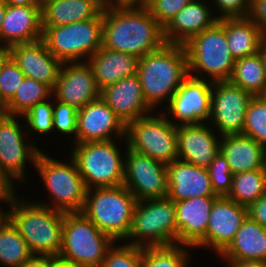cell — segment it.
<instances>
[{
	"instance_id": "1",
	"label": "cell",
	"mask_w": 266,
	"mask_h": 267,
	"mask_svg": "<svg viewBox=\"0 0 266 267\" xmlns=\"http://www.w3.org/2000/svg\"><path fill=\"white\" fill-rule=\"evenodd\" d=\"M165 43L163 27L144 5H105L102 47L141 58Z\"/></svg>"
},
{
	"instance_id": "2",
	"label": "cell",
	"mask_w": 266,
	"mask_h": 267,
	"mask_svg": "<svg viewBox=\"0 0 266 267\" xmlns=\"http://www.w3.org/2000/svg\"><path fill=\"white\" fill-rule=\"evenodd\" d=\"M136 74L148 106L154 112L161 103L166 107L189 76L184 45L165 43L160 49L142 56Z\"/></svg>"
},
{
	"instance_id": "3",
	"label": "cell",
	"mask_w": 266,
	"mask_h": 267,
	"mask_svg": "<svg viewBox=\"0 0 266 267\" xmlns=\"http://www.w3.org/2000/svg\"><path fill=\"white\" fill-rule=\"evenodd\" d=\"M17 194L8 205V219L19 231L33 256L58 258L62 246L65 212Z\"/></svg>"
},
{
	"instance_id": "4",
	"label": "cell",
	"mask_w": 266,
	"mask_h": 267,
	"mask_svg": "<svg viewBox=\"0 0 266 267\" xmlns=\"http://www.w3.org/2000/svg\"><path fill=\"white\" fill-rule=\"evenodd\" d=\"M114 242L82 212L65 213L57 262L71 267H102Z\"/></svg>"
},
{
	"instance_id": "5",
	"label": "cell",
	"mask_w": 266,
	"mask_h": 267,
	"mask_svg": "<svg viewBox=\"0 0 266 267\" xmlns=\"http://www.w3.org/2000/svg\"><path fill=\"white\" fill-rule=\"evenodd\" d=\"M136 202L124 185L91 188L86 191L82 213L115 242H125L132 228Z\"/></svg>"
},
{
	"instance_id": "6",
	"label": "cell",
	"mask_w": 266,
	"mask_h": 267,
	"mask_svg": "<svg viewBox=\"0 0 266 267\" xmlns=\"http://www.w3.org/2000/svg\"><path fill=\"white\" fill-rule=\"evenodd\" d=\"M184 47L190 76L211 82L228 81L235 59L225 35V18L192 37Z\"/></svg>"
},
{
	"instance_id": "7",
	"label": "cell",
	"mask_w": 266,
	"mask_h": 267,
	"mask_svg": "<svg viewBox=\"0 0 266 267\" xmlns=\"http://www.w3.org/2000/svg\"><path fill=\"white\" fill-rule=\"evenodd\" d=\"M67 162V163H66ZM39 176L49 192V201H39L42 205L65 213L82 212L87 188L75 161H60L41 151L35 162Z\"/></svg>"
},
{
	"instance_id": "8",
	"label": "cell",
	"mask_w": 266,
	"mask_h": 267,
	"mask_svg": "<svg viewBox=\"0 0 266 267\" xmlns=\"http://www.w3.org/2000/svg\"><path fill=\"white\" fill-rule=\"evenodd\" d=\"M75 161L88 189L123 185L125 156L114 140L71 144ZM123 157V158H122Z\"/></svg>"
},
{
	"instance_id": "9",
	"label": "cell",
	"mask_w": 266,
	"mask_h": 267,
	"mask_svg": "<svg viewBox=\"0 0 266 267\" xmlns=\"http://www.w3.org/2000/svg\"><path fill=\"white\" fill-rule=\"evenodd\" d=\"M125 241L141 248L177 244L175 202L168 197L137 201Z\"/></svg>"
},
{
	"instance_id": "10",
	"label": "cell",
	"mask_w": 266,
	"mask_h": 267,
	"mask_svg": "<svg viewBox=\"0 0 266 267\" xmlns=\"http://www.w3.org/2000/svg\"><path fill=\"white\" fill-rule=\"evenodd\" d=\"M102 27L103 12L95 19L42 27V40L62 63L86 62L102 47Z\"/></svg>"
},
{
	"instance_id": "11",
	"label": "cell",
	"mask_w": 266,
	"mask_h": 267,
	"mask_svg": "<svg viewBox=\"0 0 266 267\" xmlns=\"http://www.w3.org/2000/svg\"><path fill=\"white\" fill-rule=\"evenodd\" d=\"M160 110L130 122L126 141L131 150L168 164L177 160V128Z\"/></svg>"
},
{
	"instance_id": "12",
	"label": "cell",
	"mask_w": 266,
	"mask_h": 267,
	"mask_svg": "<svg viewBox=\"0 0 266 267\" xmlns=\"http://www.w3.org/2000/svg\"><path fill=\"white\" fill-rule=\"evenodd\" d=\"M126 152L123 185L137 201L167 197V164L131 150L123 139Z\"/></svg>"
},
{
	"instance_id": "13",
	"label": "cell",
	"mask_w": 266,
	"mask_h": 267,
	"mask_svg": "<svg viewBox=\"0 0 266 267\" xmlns=\"http://www.w3.org/2000/svg\"><path fill=\"white\" fill-rule=\"evenodd\" d=\"M212 86L211 81L189 75L171 97L165 107L167 110L164 109L165 112L162 111V113L176 128L208 123L211 113Z\"/></svg>"
},
{
	"instance_id": "14",
	"label": "cell",
	"mask_w": 266,
	"mask_h": 267,
	"mask_svg": "<svg viewBox=\"0 0 266 267\" xmlns=\"http://www.w3.org/2000/svg\"><path fill=\"white\" fill-rule=\"evenodd\" d=\"M253 97L251 93L229 81L213 82L208 124L221 137L242 134L246 111Z\"/></svg>"
},
{
	"instance_id": "15",
	"label": "cell",
	"mask_w": 266,
	"mask_h": 267,
	"mask_svg": "<svg viewBox=\"0 0 266 267\" xmlns=\"http://www.w3.org/2000/svg\"><path fill=\"white\" fill-rule=\"evenodd\" d=\"M18 117L21 116L7 114L0 120V169L14 185L16 181H25L26 162L35 166L37 156L42 151L29 138L25 140L23 129L26 127L25 124L22 127Z\"/></svg>"
},
{
	"instance_id": "16",
	"label": "cell",
	"mask_w": 266,
	"mask_h": 267,
	"mask_svg": "<svg viewBox=\"0 0 266 267\" xmlns=\"http://www.w3.org/2000/svg\"><path fill=\"white\" fill-rule=\"evenodd\" d=\"M247 216V207L219 196L210 212L206 236L194 248H210L219 256L232 242Z\"/></svg>"
},
{
	"instance_id": "17",
	"label": "cell",
	"mask_w": 266,
	"mask_h": 267,
	"mask_svg": "<svg viewBox=\"0 0 266 267\" xmlns=\"http://www.w3.org/2000/svg\"><path fill=\"white\" fill-rule=\"evenodd\" d=\"M126 138V126L100 97L77 113L76 143ZM121 141H120V140Z\"/></svg>"
},
{
	"instance_id": "18",
	"label": "cell",
	"mask_w": 266,
	"mask_h": 267,
	"mask_svg": "<svg viewBox=\"0 0 266 267\" xmlns=\"http://www.w3.org/2000/svg\"><path fill=\"white\" fill-rule=\"evenodd\" d=\"M101 90L87 62L63 63L52 97L76 110L100 98Z\"/></svg>"
},
{
	"instance_id": "19",
	"label": "cell",
	"mask_w": 266,
	"mask_h": 267,
	"mask_svg": "<svg viewBox=\"0 0 266 267\" xmlns=\"http://www.w3.org/2000/svg\"><path fill=\"white\" fill-rule=\"evenodd\" d=\"M9 55L25 77L48 85L53 90L63 63L48 50L42 39L13 45L9 48Z\"/></svg>"
},
{
	"instance_id": "20",
	"label": "cell",
	"mask_w": 266,
	"mask_h": 267,
	"mask_svg": "<svg viewBox=\"0 0 266 267\" xmlns=\"http://www.w3.org/2000/svg\"><path fill=\"white\" fill-rule=\"evenodd\" d=\"M100 97L125 126L154 112L145 100L137 74L104 87Z\"/></svg>"
},
{
	"instance_id": "21",
	"label": "cell",
	"mask_w": 266,
	"mask_h": 267,
	"mask_svg": "<svg viewBox=\"0 0 266 267\" xmlns=\"http://www.w3.org/2000/svg\"><path fill=\"white\" fill-rule=\"evenodd\" d=\"M207 123L177 127V159L207 168L220 151L221 136ZM220 137V138H219Z\"/></svg>"
},
{
	"instance_id": "22",
	"label": "cell",
	"mask_w": 266,
	"mask_h": 267,
	"mask_svg": "<svg viewBox=\"0 0 266 267\" xmlns=\"http://www.w3.org/2000/svg\"><path fill=\"white\" fill-rule=\"evenodd\" d=\"M219 196H198L175 202L177 244L194 248L205 236L210 212Z\"/></svg>"
},
{
	"instance_id": "23",
	"label": "cell",
	"mask_w": 266,
	"mask_h": 267,
	"mask_svg": "<svg viewBox=\"0 0 266 267\" xmlns=\"http://www.w3.org/2000/svg\"><path fill=\"white\" fill-rule=\"evenodd\" d=\"M41 7L7 5L0 29V44L10 48L13 45L41 40Z\"/></svg>"
},
{
	"instance_id": "24",
	"label": "cell",
	"mask_w": 266,
	"mask_h": 267,
	"mask_svg": "<svg viewBox=\"0 0 266 267\" xmlns=\"http://www.w3.org/2000/svg\"><path fill=\"white\" fill-rule=\"evenodd\" d=\"M207 0H191L163 28L166 43L184 45L204 29L212 27L218 18L213 14V7Z\"/></svg>"
},
{
	"instance_id": "25",
	"label": "cell",
	"mask_w": 266,
	"mask_h": 267,
	"mask_svg": "<svg viewBox=\"0 0 266 267\" xmlns=\"http://www.w3.org/2000/svg\"><path fill=\"white\" fill-rule=\"evenodd\" d=\"M167 197L174 202L214 193L207 168L174 160L167 164Z\"/></svg>"
},
{
	"instance_id": "26",
	"label": "cell",
	"mask_w": 266,
	"mask_h": 267,
	"mask_svg": "<svg viewBox=\"0 0 266 267\" xmlns=\"http://www.w3.org/2000/svg\"><path fill=\"white\" fill-rule=\"evenodd\" d=\"M220 152L228 161L233 175L266 169V149L251 137L243 134L222 136Z\"/></svg>"
},
{
	"instance_id": "27",
	"label": "cell",
	"mask_w": 266,
	"mask_h": 267,
	"mask_svg": "<svg viewBox=\"0 0 266 267\" xmlns=\"http://www.w3.org/2000/svg\"><path fill=\"white\" fill-rule=\"evenodd\" d=\"M97 85L102 90L124 77L137 73L139 58L128 53L101 47L87 59Z\"/></svg>"
},
{
	"instance_id": "28",
	"label": "cell",
	"mask_w": 266,
	"mask_h": 267,
	"mask_svg": "<svg viewBox=\"0 0 266 267\" xmlns=\"http://www.w3.org/2000/svg\"><path fill=\"white\" fill-rule=\"evenodd\" d=\"M104 0H57L42 2V27H54L97 18Z\"/></svg>"
},
{
	"instance_id": "29",
	"label": "cell",
	"mask_w": 266,
	"mask_h": 267,
	"mask_svg": "<svg viewBox=\"0 0 266 267\" xmlns=\"http://www.w3.org/2000/svg\"><path fill=\"white\" fill-rule=\"evenodd\" d=\"M221 260H260L266 263V229L249 215L229 246L218 256Z\"/></svg>"
},
{
	"instance_id": "30",
	"label": "cell",
	"mask_w": 266,
	"mask_h": 267,
	"mask_svg": "<svg viewBox=\"0 0 266 267\" xmlns=\"http://www.w3.org/2000/svg\"><path fill=\"white\" fill-rule=\"evenodd\" d=\"M225 35L235 60L258 53L262 33L247 17L225 18Z\"/></svg>"
},
{
	"instance_id": "31",
	"label": "cell",
	"mask_w": 266,
	"mask_h": 267,
	"mask_svg": "<svg viewBox=\"0 0 266 267\" xmlns=\"http://www.w3.org/2000/svg\"><path fill=\"white\" fill-rule=\"evenodd\" d=\"M253 96H261L266 91V69L259 53L235 60L228 79Z\"/></svg>"
},
{
	"instance_id": "32",
	"label": "cell",
	"mask_w": 266,
	"mask_h": 267,
	"mask_svg": "<svg viewBox=\"0 0 266 267\" xmlns=\"http://www.w3.org/2000/svg\"><path fill=\"white\" fill-rule=\"evenodd\" d=\"M266 193V169H256L233 175L227 198L249 208Z\"/></svg>"
},
{
	"instance_id": "33",
	"label": "cell",
	"mask_w": 266,
	"mask_h": 267,
	"mask_svg": "<svg viewBox=\"0 0 266 267\" xmlns=\"http://www.w3.org/2000/svg\"><path fill=\"white\" fill-rule=\"evenodd\" d=\"M32 257L27 243L7 219L0 226V264L3 267H18Z\"/></svg>"
},
{
	"instance_id": "34",
	"label": "cell",
	"mask_w": 266,
	"mask_h": 267,
	"mask_svg": "<svg viewBox=\"0 0 266 267\" xmlns=\"http://www.w3.org/2000/svg\"><path fill=\"white\" fill-rule=\"evenodd\" d=\"M52 97V89L32 78L25 77L13 98L6 104L8 115L23 116L34 105Z\"/></svg>"
},
{
	"instance_id": "35",
	"label": "cell",
	"mask_w": 266,
	"mask_h": 267,
	"mask_svg": "<svg viewBox=\"0 0 266 267\" xmlns=\"http://www.w3.org/2000/svg\"><path fill=\"white\" fill-rule=\"evenodd\" d=\"M184 246L173 244L142 248V267H188L191 260L188 250L192 247Z\"/></svg>"
},
{
	"instance_id": "36",
	"label": "cell",
	"mask_w": 266,
	"mask_h": 267,
	"mask_svg": "<svg viewBox=\"0 0 266 267\" xmlns=\"http://www.w3.org/2000/svg\"><path fill=\"white\" fill-rule=\"evenodd\" d=\"M242 134L251 137L266 149V101L262 96L251 99Z\"/></svg>"
},
{
	"instance_id": "37",
	"label": "cell",
	"mask_w": 266,
	"mask_h": 267,
	"mask_svg": "<svg viewBox=\"0 0 266 267\" xmlns=\"http://www.w3.org/2000/svg\"><path fill=\"white\" fill-rule=\"evenodd\" d=\"M52 100V101H51ZM53 97L45 102L34 105L21 118L25 120V129L36 135H49L53 132ZM29 128V129H28Z\"/></svg>"
},
{
	"instance_id": "38",
	"label": "cell",
	"mask_w": 266,
	"mask_h": 267,
	"mask_svg": "<svg viewBox=\"0 0 266 267\" xmlns=\"http://www.w3.org/2000/svg\"><path fill=\"white\" fill-rule=\"evenodd\" d=\"M108 249L102 267H142V248L125 242ZM116 244V245H115Z\"/></svg>"
},
{
	"instance_id": "39",
	"label": "cell",
	"mask_w": 266,
	"mask_h": 267,
	"mask_svg": "<svg viewBox=\"0 0 266 267\" xmlns=\"http://www.w3.org/2000/svg\"><path fill=\"white\" fill-rule=\"evenodd\" d=\"M25 78L17 63L9 55L0 68V99L7 104Z\"/></svg>"
},
{
	"instance_id": "40",
	"label": "cell",
	"mask_w": 266,
	"mask_h": 267,
	"mask_svg": "<svg viewBox=\"0 0 266 267\" xmlns=\"http://www.w3.org/2000/svg\"><path fill=\"white\" fill-rule=\"evenodd\" d=\"M77 113L71 105L59 102L53 98V132H58L64 136L73 135L72 144H76Z\"/></svg>"
},
{
	"instance_id": "41",
	"label": "cell",
	"mask_w": 266,
	"mask_h": 267,
	"mask_svg": "<svg viewBox=\"0 0 266 267\" xmlns=\"http://www.w3.org/2000/svg\"><path fill=\"white\" fill-rule=\"evenodd\" d=\"M207 170L214 193L218 196H227L232 186L233 174L230 171L228 161L220 151Z\"/></svg>"
},
{
	"instance_id": "42",
	"label": "cell",
	"mask_w": 266,
	"mask_h": 267,
	"mask_svg": "<svg viewBox=\"0 0 266 267\" xmlns=\"http://www.w3.org/2000/svg\"><path fill=\"white\" fill-rule=\"evenodd\" d=\"M191 0H148L144 6L164 28Z\"/></svg>"
},
{
	"instance_id": "43",
	"label": "cell",
	"mask_w": 266,
	"mask_h": 267,
	"mask_svg": "<svg viewBox=\"0 0 266 267\" xmlns=\"http://www.w3.org/2000/svg\"><path fill=\"white\" fill-rule=\"evenodd\" d=\"M214 8L217 9L216 17L221 18H235L246 17L250 7L251 0H212ZM219 14V15H218Z\"/></svg>"
},
{
	"instance_id": "44",
	"label": "cell",
	"mask_w": 266,
	"mask_h": 267,
	"mask_svg": "<svg viewBox=\"0 0 266 267\" xmlns=\"http://www.w3.org/2000/svg\"><path fill=\"white\" fill-rule=\"evenodd\" d=\"M246 17L254 22L262 35H266V0H251Z\"/></svg>"
},
{
	"instance_id": "45",
	"label": "cell",
	"mask_w": 266,
	"mask_h": 267,
	"mask_svg": "<svg viewBox=\"0 0 266 267\" xmlns=\"http://www.w3.org/2000/svg\"><path fill=\"white\" fill-rule=\"evenodd\" d=\"M248 215L266 229V193L248 208Z\"/></svg>"
},
{
	"instance_id": "46",
	"label": "cell",
	"mask_w": 266,
	"mask_h": 267,
	"mask_svg": "<svg viewBox=\"0 0 266 267\" xmlns=\"http://www.w3.org/2000/svg\"><path fill=\"white\" fill-rule=\"evenodd\" d=\"M16 187L0 169V198H13L18 194Z\"/></svg>"
},
{
	"instance_id": "47",
	"label": "cell",
	"mask_w": 266,
	"mask_h": 267,
	"mask_svg": "<svg viewBox=\"0 0 266 267\" xmlns=\"http://www.w3.org/2000/svg\"><path fill=\"white\" fill-rule=\"evenodd\" d=\"M57 263L56 259L50 257L33 256L30 260L22 263L18 267H54Z\"/></svg>"
},
{
	"instance_id": "48",
	"label": "cell",
	"mask_w": 266,
	"mask_h": 267,
	"mask_svg": "<svg viewBox=\"0 0 266 267\" xmlns=\"http://www.w3.org/2000/svg\"><path fill=\"white\" fill-rule=\"evenodd\" d=\"M228 267H266V263L260 260H225Z\"/></svg>"
},
{
	"instance_id": "49",
	"label": "cell",
	"mask_w": 266,
	"mask_h": 267,
	"mask_svg": "<svg viewBox=\"0 0 266 267\" xmlns=\"http://www.w3.org/2000/svg\"><path fill=\"white\" fill-rule=\"evenodd\" d=\"M7 5L13 6H42V0H4Z\"/></svg>"
},
{
	"instance_id": "50",
	"label": "cell",
	"mask_w": 266,
	"mask_h": 267,
	"mask_svg": "<svg viewBox=\"0 0 266 267\" xmlns=\"http://www.w3.org/2000/svg\"><path fill=\"white\" fill-rule=\"evenodd\" d=\"M12 199L13 198H0V203L3 202V204L7 203L9 205ZM1 208L0 205V226L8 219V210L3 211L4 208Z\"/></svg>"
},
{
	"instance_id": "51",
	"label": "cell",
	"mask_w": 266,
	"mask_h": 267,
	"mask_svg": "<svg viewBox=\"0 0 266 267\" xmlns=\"http://www.w3.org/2000/svg\"><path fill=\"white\" fill-rule=\"evenodd\" d=\"M258 53L261 55L266 69V35H262L261 37Z\"/></svg>"
},
{
	"instance_id": "52",
	"label": "cell",
	"mask_w": 266,
	"mask_h": 267,
	"mask_svg": "<svg viewBox=\"0 0 266 267\" xmlns=\"http://www.w3.org/2000/svg\"><path fill=\"white\" fill-rule=\"evenodd\" d=\"M105 4H139L143 5V0H104Z\"/></svg>"
},
{
	"instance_id": "53",
	"label": "cell",
	"mask_w": 266,
	"mask_h": 267,
	"mask_svg": "<svg viewBox=\"0 0 266 267\" xmlns=\"http://www.w3.org/2000/svg\"><path fill=\"white\" fill-rule=\"evenodd\" d=\"M9 56V48L0 44V68L5 59Z\"/></svg>"
},
{
	"instance_id": "54",
	"label": "cell",
	"mask_w": 266,
	"mask_h": 267,
	"mask_svg": "<svg viewBox=\"0 0 266 267\" xmlns=\"http://www.w3.org/2000/svg\"><path fill=\"white\" fill-rule=\"evenodd\" d=\"M6 7H7V4L5 3V1L0 0V29H1L2 21L6 13Z\"/></svg>"
},
{
	"instance_id": "55",
	"label": "cell",
	"mask_w": 266,
	"mask_h": 267,
	"mask_svg": "<svg viewBox=\"0 0 266 267\" xmlns=\"http://www.w3.org/2000/svg\"><path fill=\"white\" fill-rule=\"evenodd\" d=\"M7 115L6 104L0 99V120Z\"/></svg>"
},
{
	"instance_id": "56",
	"label": "cell",
	"mask_w": 266,
	"mask_h": 267,
	"mask_svg": "<svg viewBox=\"0 0 266 267\" xmlns=\"http://www.w3.org/2000/svg\"><path fill=\"white\" fill-rule=\"evenodd\" d=\"M54 267H71V266H65V265H62L60 263H57Z\"/></svg>"
},
{
	"instance_id": "57",
	"label": "cell",
	"mask_w": 266,
	"mask_h": 267,
	"mask_svg": "<svg viewBox=\"0 0 266 267\" xmlns=\"http://www.w3.org/2000/svg\"><path fill=\"white\" fill-rule=\"evenodd\" d=\"M266 101V91L261 95Z\"/></svg>"
},
{
	"instance_id": "58",
	"label": "cell",
	"mask_w": 266,
	"mask_h": 267,
	"mask_svg": "<svg viewBox=\"0 0 266 267\" xmlns=\"http://www.w3.org/2000/svg\"><path fill=\"white\" fill-rule=\"evenodd\" d=\"M57 1V0H42V2Z\"/></svg>"
}]
</instances>
